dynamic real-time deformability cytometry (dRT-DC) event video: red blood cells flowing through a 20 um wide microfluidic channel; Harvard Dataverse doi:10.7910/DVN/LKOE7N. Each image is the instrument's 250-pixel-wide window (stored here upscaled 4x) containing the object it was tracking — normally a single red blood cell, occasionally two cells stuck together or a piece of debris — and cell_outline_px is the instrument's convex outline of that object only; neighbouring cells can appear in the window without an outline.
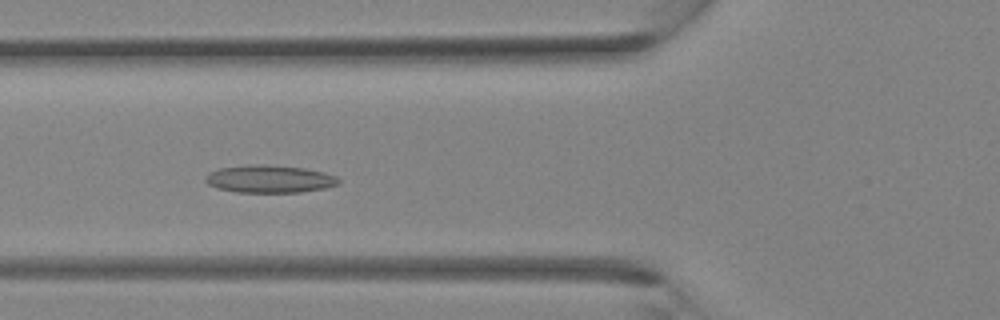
{"species": "Egyptian fruit bat (a non-hibernating species)", "species_latin": "Rousettus aegyptiacus", "temperature_condition": "room temperature", "stored_images_in_passage": 36, "camera_frame_rate_fps": 3000, "um_per_image_px": 0.085, "animal": {"sex": "female"}, "frame": {"image": 1, "passage_image": 14, "time_ms": 4.333, "image_size_px": [1000, 320], "cell_outline_px": [[340, 184], [324, 188], [300, 192], [236, 192], [216, 188], [208, 184], [204, 180], [204, 176], [208, 172], [216, 168], [248, 164], [264, 164], [304, 168], [324, 172], [336, 176], [340, 180]], "centroid_in_image_um": [22.86, 15.2], "position_along_channel_um": 102.9, "area_um2": 21.73}}
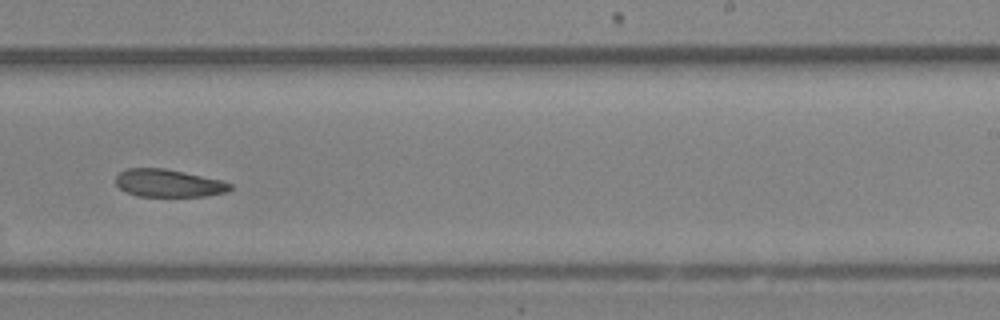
{"frame": {"image": 2, "passage_image": 23, "time_ms": 7.333, "image_size_px": [1000, 320], "cell_outline_px": [[232, 188], [228, 192], [204, 196], [136, 196], [124, 192], [116, 184], [116, 176], [124, 168], [164, 168], [224, 180], [232, 184]], "centroid_in_image_um": [14.33, 15.57], "position_along_channel_um": 274.7, "area_um2": 18.67}}
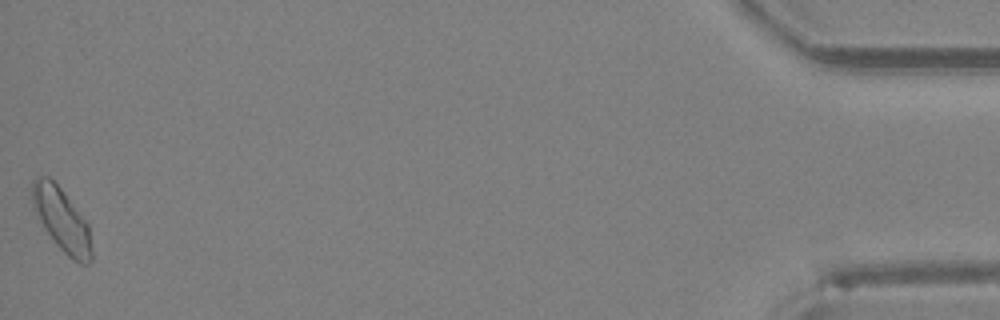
{"frame": {"image": 3, "passage_image": 36, "time_ms": 11.667, "image_size_px": [1000, 320], "cell_outline_px": [[92, 260], [88, 264], [80, 264], [72, 260], [56, 244], [44, 228], [32, 204], [32, 180], [36, 176], [48, 176], [64, 192], [88, 224], [92, 252]], "centroid_in_image_um": [5.25, 18.69], "position_along_channel_um": 430.0, "area_um2": 21.68}}